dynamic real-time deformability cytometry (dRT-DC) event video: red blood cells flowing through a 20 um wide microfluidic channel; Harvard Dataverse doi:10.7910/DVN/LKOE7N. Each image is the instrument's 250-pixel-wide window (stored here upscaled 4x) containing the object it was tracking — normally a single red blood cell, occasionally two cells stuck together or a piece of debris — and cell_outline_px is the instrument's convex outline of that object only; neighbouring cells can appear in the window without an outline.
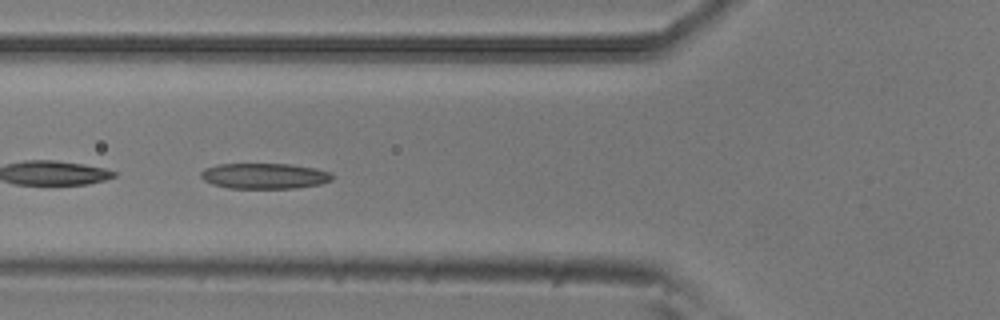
{"species": "common noctule bat (a hibernating species)", "species_latin": "Nyctalus noctula", "temperature_condition": "room temperature", "stored_images_in_passage": 44, "camera_frame_rate_fps": 3000, "um_per_image_px": 0.085, "animal": {"sex": "male", "body_mass_g": 20.5, "forearm_length_mm": 52.5}, "frame": {"image": 1, "passage_image": 19, "time_ms": 6.0, "image_size_px": [1000, 320], "cell_outline_px": [[332, 180], [320, 184], [296, 188], [228, 188], [212, 184], [204, 180], [200, 176], [200, 172], [204, 168], [220, 164], [292, 164], [316, 168], [332, 172]], "centroid_in_image_um": [22.49, 14.95], "position_along_channel_um": 103.3, "area_um2": 19.71}}
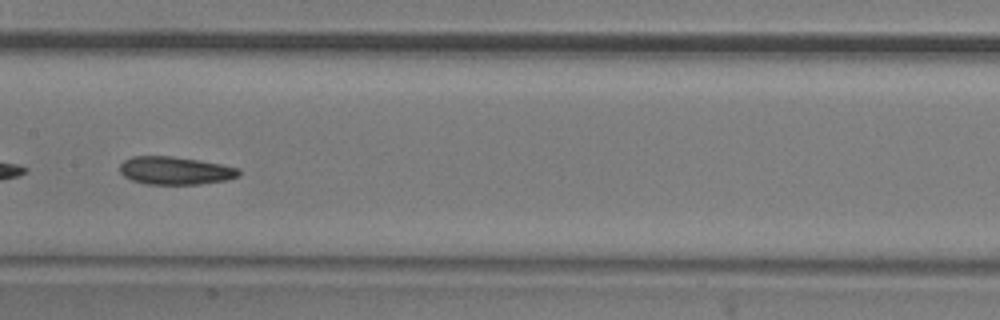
{"frame": {"image": 2, "passage_image": 26, "time_ms": 8.333, "image_size_px": [1000, 320], "cell_outline_px": [[240, 176], [224, 180], [200, 184], [144, 184], [132, 180], [124, 176], [120, 172], [120, 164], [124, 160], [132, 156], [172, 156], [220, 164], [240, 168]], "centroid_in_image_um": [14.87, 14.5], "position_along_channel_um": 192.5, "area_um2": 19.31}}
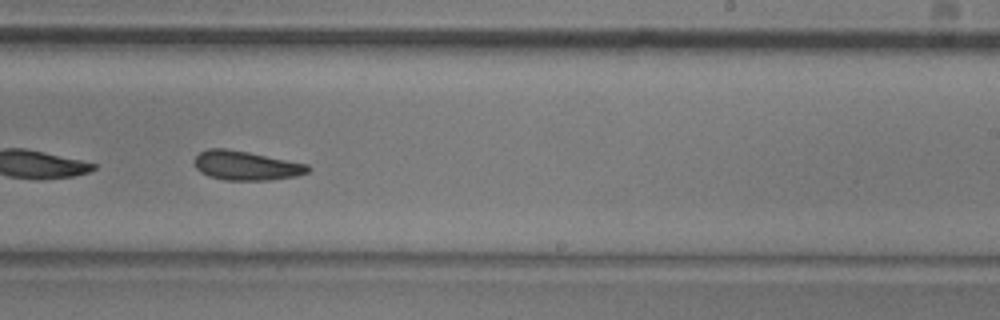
{"frame": {"image": 3, "passage_image": 32, "time_ms": 10.333, "image_size_px": [1000, 320], "cell_outline_px": [[312, 168], [308, 172], [296, 176], [268, 180], [224, 180], [208, 176], [200, 172], [196, 168], [192, 160], [200, 152], [208, 148], [228, 148], [308, 164]], "centroid_in_image_um": [20.88, 14.07], "position_along_channel_um": 268.1, "area_um2": 19.48}, "authors_computed_cell_mechanics": {"area_um2": 19.8832, "velocity_mm_per_s": 3.7945, "shape_relaxation_time_tau1_ms": 10.7902, "shape_relaxation_time_tau2_ms": 4.4997, "deformation_change_tau1": 0.1831, "deformation_change_tau2": 0.1348}}